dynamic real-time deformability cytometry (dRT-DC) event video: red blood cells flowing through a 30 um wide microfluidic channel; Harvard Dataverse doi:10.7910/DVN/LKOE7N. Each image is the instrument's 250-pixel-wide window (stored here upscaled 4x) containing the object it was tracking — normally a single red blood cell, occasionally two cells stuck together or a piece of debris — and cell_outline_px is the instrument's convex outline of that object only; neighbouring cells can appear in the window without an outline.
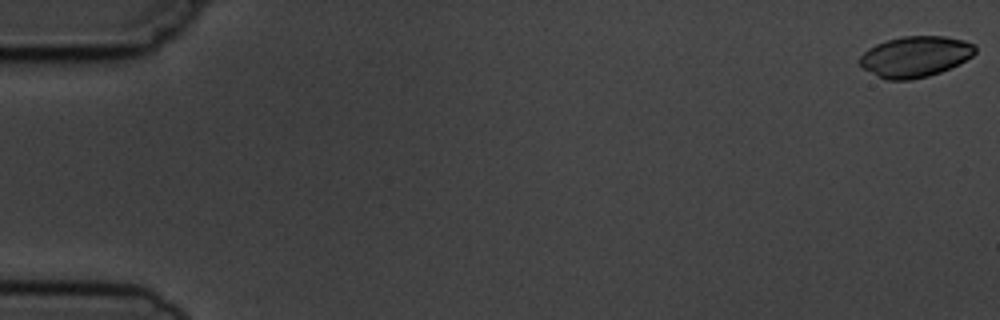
{"species": "common noctule bat (a hibernating species)", "species_latin": "Nyctalus noctula", "temperature_condition": "cold", "stored_images_in_passage": 7, "camera_frame_rate_fps": 3000, "um_per_image_px": 0.085, "animal": {"sex": "male", "body_mass_g": 19.5, "forearm_length_mm": 54.6}, "frame": {"image": 1, "passage_image": 1, "time_ms": 0.0, "image_size_px": [1000, 320], "cell_outline_px": [[976, 52], [972, 56], [940, 72], [928, 76], [908, 80], [884, 80], [876, 76], [864, 68], [856, 60], [868, 48], [876, 44], [888, 40], [904, 36], [944, 36], [964, 40], [976, 44]], "centroid_in_image_um": [77.77, 4.81], "position_along_channel_um": 7.2, "area_um2": 27.46}}
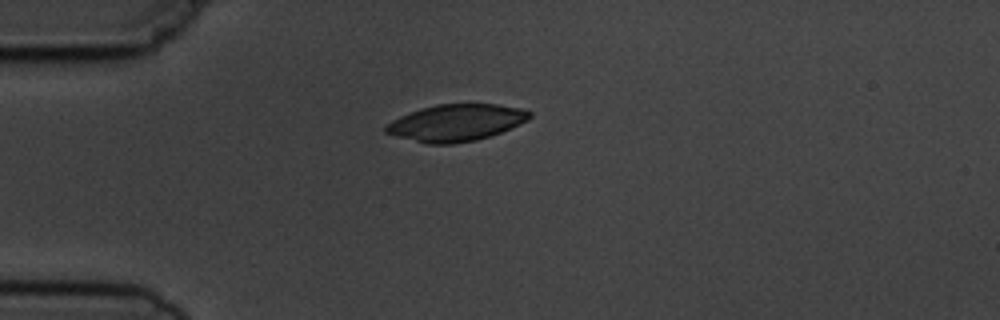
{"frame": {"image": 2, "passage_image": 5, "time_ms": 4.667, "image_size_px": [1000, 320], "cell_outline_px": [[532, 116], [528, 120], [500, 132], [476, 140], [452, 144], [428, 144], [396, 136], [384, 132], [384, 128], [392, 120], [408, 112], [436, 104], [496, 104], [524, 108], [532, 112]], "centroid_in_image_um": [38.77, 10.42], "position_along_channel_um": 46.2, "area_um2": 30.75}}
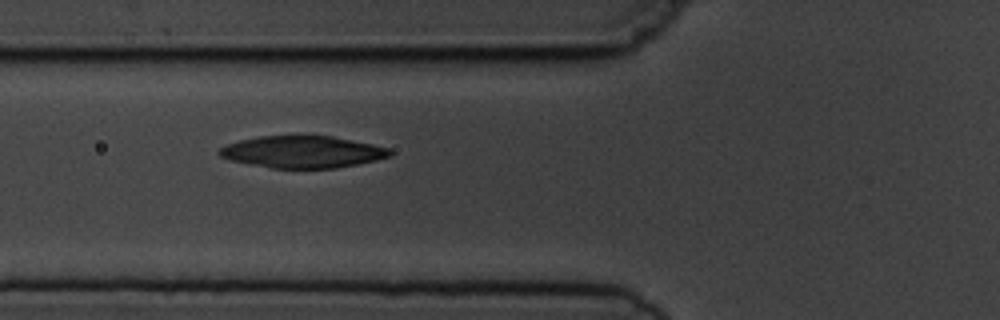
{"frame": {"image": 3, "passage_image": 7, "time_ms": 6.667, "image_size_px": [1000, 320], "cell_outline_px": [[392, 156], [376, 160], [336, 168], [272, 168], [228, 160], [220, 156], [216, 152], [220, 148], [228, 144], [240, 140], [260, 136], [332, 136], [372, 144], [388, 148], [392, 152]], "centroid_in_image_um": [25.7, 12.91], "position_along_channel_um": 100.1, "area_um2": 31.62}}